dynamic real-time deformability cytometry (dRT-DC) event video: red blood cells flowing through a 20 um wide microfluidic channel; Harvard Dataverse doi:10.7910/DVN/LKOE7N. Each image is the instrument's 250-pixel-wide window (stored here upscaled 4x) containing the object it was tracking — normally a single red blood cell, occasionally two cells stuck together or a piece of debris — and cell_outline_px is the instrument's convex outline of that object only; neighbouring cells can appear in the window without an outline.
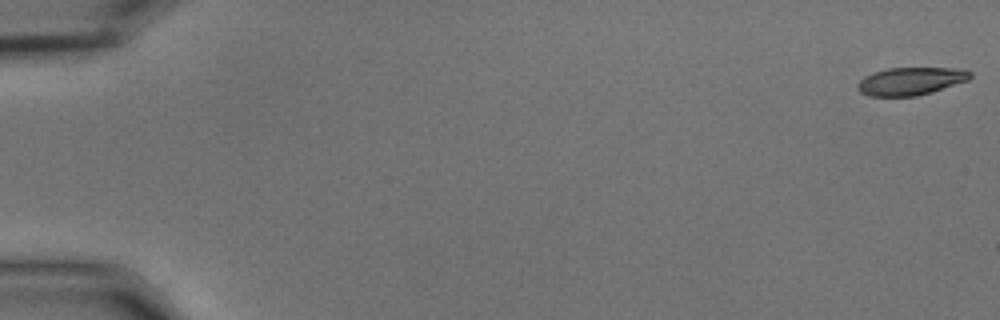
{"species": "common noctule bat (a hibernating species)", "species_latin": "Nyctalus noctula", "temperature_condition": "cold", "stored_images_in_passage": 55, "camera_frame_rate_fps": 3000, "um_per_image_px": 0.085, "animal": {"sex": "male", "body_mass_g": 15.6}, "frame": {"image": 1, "passage_image": 1, "time_ms": 0.0, "image_size_px": [1000, 320], "cell_outline_px": [[972, 76], [968, 80], [932, 92], [916, 96], [868, 96], [860, 92], [856, 88], [856, 84], [864, 76], [872, 72], [888, 68], [964, 68], [972, 72]], "centroid_in_image_um": [77.4, 6.89], "position_along_channel_um": 7.6, "area_um2": 18.44}}
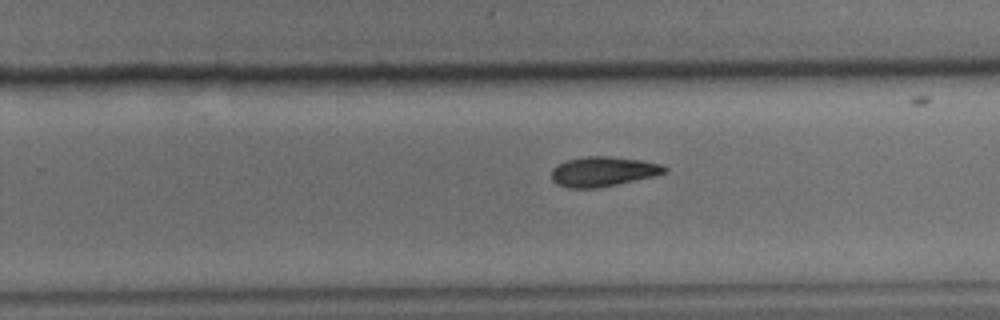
{"frame": {"image": 2, "passage_image": 36, "time_ms": 11.667, "image_size_px": [1000, 320], "cell_outline_px": [[668, 172], [652, 176], [616, 184], [596, 188], [568, 188], [556, 184], [552, 180], [552, 168], [556, 164], [564, 160], [588, 156], [604, 156], [640, 160], [660, 164], [668, 168]], "centroid_in_image_um": [51.2, 14.58], "position_along_channel_um": 278.6, "area_um2": 19.54}}
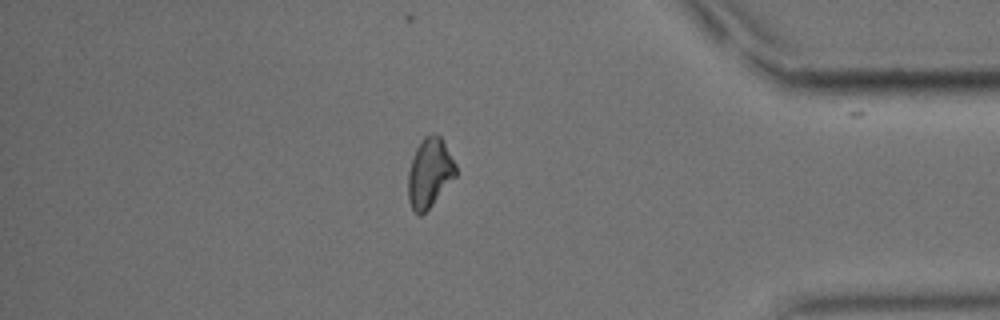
{"frame": {"image": 3, "passage_image": 48, "time_ms": 15.667, "image_size_px": [1000, 320], "cell_outline_px": [[456, 176], [432, 204], [420, 216], [412, 208], [408, 200], [408, 172], [416, 148], [424, 136], [440, 136], [456, 164]], "centroid_in_image_um": [36.51, 14.71], "position_along_channel_um": 398.7, "area_um2": 18.79}, "authors_computed_cell_mechanics": {"area_um2": 19.4208, "velocity_mm_per_s": 3.6869, "shape_relaxation_time_tau1_ms": 6.9414, "shape_relaxation_time_tau2_ms": 9.9941, "deformation_change_tau1": 0.1495, "deformation_change_tau2": 0.1928}}